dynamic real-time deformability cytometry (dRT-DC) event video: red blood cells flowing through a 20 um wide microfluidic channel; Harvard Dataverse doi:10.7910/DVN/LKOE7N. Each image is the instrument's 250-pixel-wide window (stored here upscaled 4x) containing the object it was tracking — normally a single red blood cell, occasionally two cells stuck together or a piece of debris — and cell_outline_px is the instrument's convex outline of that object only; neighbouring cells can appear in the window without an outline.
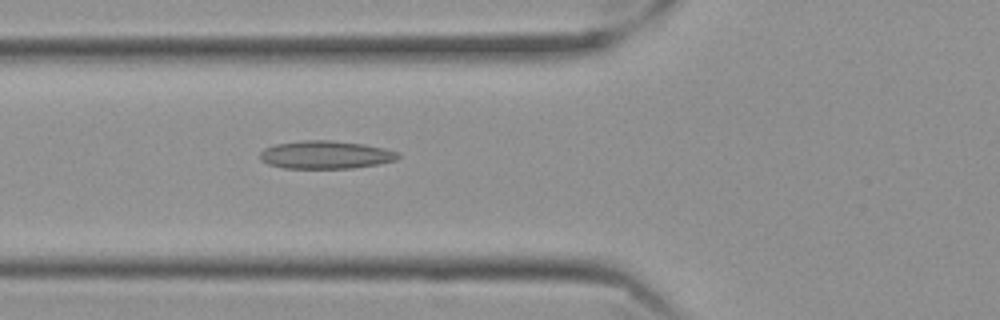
{"species": "Egyptian fruit bat (a non-hibernating species)", "species_latin": "Rousettus aegyptiacus", "temperature_condition": "cold", "stored_images_in_passage": 50, "camera_frame_rate_fps": 3000, "um_per_image_px": 0.085, "frame": {"image": 1, "passage_image": 14, "time_ms": 4.333, "image_size_px": [1000, 320], "cell_outline_px": [[400, 156], [396, 160], [376, 164], [352, 168], [284, 168], [268, 164], [260, 160], [260, 152], [264, 148], [276, 144], [304, 140], [328, 140], [364, 144], [384, 148], [400, 152]], "centroid_in_image_um": [27.67, 13.15], "position_along_channel_um": 98.1, "area_um2": 22.48}}
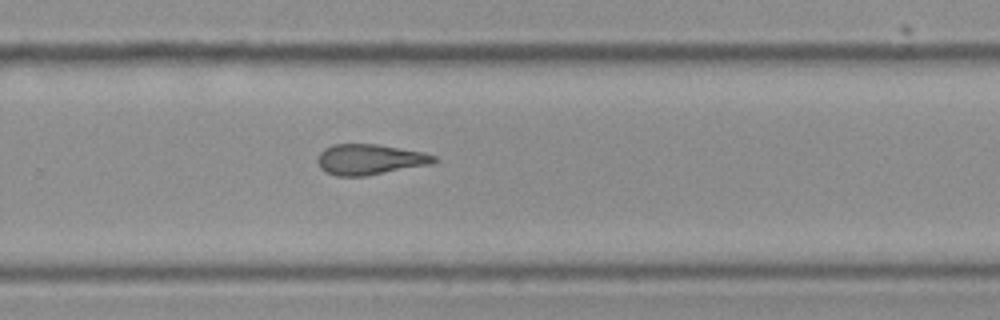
{"frame": {"image": 2, "passage_image": 31, "time_ms": 10.0, "image_size_px": [1000, 320], "cell_outline_px": [[440, 160], [432, 164], [364, 176], [336, 176], [320, 168], [316, 160], [320, 152], [324, 148], [332, 144], [376, 144], [424, 152], [436, 156]], "centroid_in_image_um": [31.44, 13.55], "position_along_channel_um": 298.4, "area_um2": 20.81}}
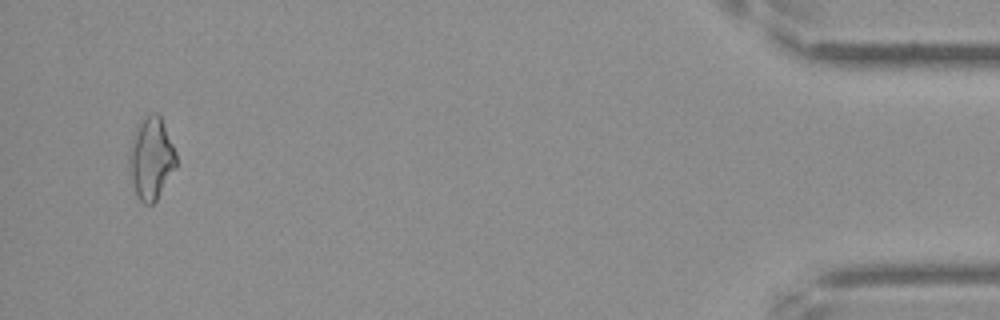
{"frame": {"image": 3, "passage_image": 48, "time_ms": 15.667, "image_size_px": [1000, 320], "cell_outline_px": [[176, 164], [156, 200], [152, 204], [144, 204], [136, 196], [132, 184], [128, 164], [128, 152], [132, 136], [140, 120], [152, 112], [156, 112], [160, 116], [176, 152]], "centroid_in_image_um": [12.8, 13.45], "position_along_channel_um": 422.4, "area_um2": 22.37}, "authors_computed_cell_mechanics": {"area_um2": 20.9814, "velocity_mm_per_s": 3.5166, "shape_relaxation_time_tau1_ms": null, "shape_relaxation_time_tau2_ms": 6.5961, "deformation_change_tau1": null, "deformation_change_tau2": 0.1644}}